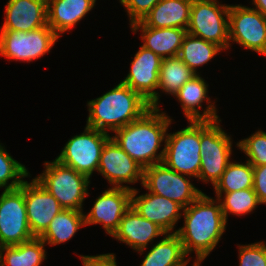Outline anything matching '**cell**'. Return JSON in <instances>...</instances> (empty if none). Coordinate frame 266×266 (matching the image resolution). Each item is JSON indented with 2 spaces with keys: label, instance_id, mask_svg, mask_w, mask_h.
<instances>
[{
  "label": "cell",
  "instance_id": "6da1fadb",
  "mask_svg": "<svg viewBox=\"0 0 266 266\" xmlns=\"http://www.w3.org/2000/svg\"><path fill=\"white\" fill-rule=\"evenodd\" d=\"M182 216L184 225L177 229L186 256L196 255L198 261H204L221 240L228 224L218 199L204 192L186 208ZM192 252V253H191Z\"/></svg>",
  "mask_w": 266,
  "mask_h": 266
},
{
  "label": "cell",
  "instance_id": "7a4b0ae2",
  "mask_svg": "<svg viewBox=\"0 0 266 266\" xmlns=\"http://www.w3.org/2000/svg\"><path fill=\"white\" fill-rule=\"evenodd\" d=\"M172 120L161 108H150L139 119L114 131L111 138L143 168L161 163ZM162 143V144H161ZM162 146V150L159 149ZM159 152V153H158Z\"/></svg>",
  "mask_w": 266,
  "mask_h": 266
},
{
  "label": "cell",
  "instance_id": "3957f363",
  "mask_svg": "<svg viewBox=\"0 0 266 266\" xmlns=\"http://www.w3.org/2000/svg\"><path fill=\"white\" fill-rule=\"evenodd\" d=\"M87 106L86 126L108 133L139 119L151 108L138 92L121 82L102 96L88 101Z\"/></svg>",
  "mask_w": 266,
  "mask_h": 266
},
{
  "label": "cell",
  "instance_id": "277c9868",
  "mask_svg": "<svg viewBox=\"0 0 266 266\" xmlns=\"http://www.w3.org/2000/svg\"><path fill=\"white\" fill-rule=\"evenodd\" d=\"M45 170L34 179L53 195L63 209L83 211L90 178L58 160L44 162Z\"/></svg>",
  "mask_w": 266,
  "mask_h": 266
},
{
  "label": "cell",
  "instance_id": "5b68a950",
  "mask_svg": "<svg viewBox=\"0 0 266 266\" xmlns=\"http://www.w3.org/2000/svg\"><path fill=\"white\" fill-rule=\"evenodd\" d=\"M221 120H200L201 165L198 180L211 183L213 187L220 180L223 172L231 162V135H227L220 126ZM232 140V141H231Z\"/></svg>",
  "mask_w": 266,
  "mask_h": 266
},
{
  "label": "cell",
  "instance_id": "8992f818",
  "mask_svg": "<svg viewBox=\"0 0 266 266\" xmlns=\"http://www.w3.org/2000/svg\"><path fill=\"white\" fill-rule=\"evenodd\" d=\"M163 163L183 175L197 178L201 165L200 121L189 120V125L167 133Z\"/></svg>",
  "mask_w": 266,
  "mask_h": 266
},
{
  "label": "cell",
  "instance_id": "52a82bcc",
  "mask_svg": "<svg viewBox=\"0 0 266 266\" xmlns=\"http://www.w3.org/2000/svg\"><path fill=\"white\" fill-rule=\"evenodd\" d=\"M229 8L218 0H193L187 33L229 50Z\"/></svg>",
  "mask_w": 266,
  "mask_h": 266
},
{
  "label": "cell",
  "instance_id": "ba28073f",
  "mask_svg": "<svg viewBox=\"0 0 266 266\" xmlns=\"http://www.w3.org/2000/svg\"><path fill=\"white\" fill-rule=\"evenodd\" d=\"M59 38L48 25L29 32L0 30V55L30 63L50 53Z\"/></svg>",
  "mask_w": 266,
  "mask_h": 266
},
{
  "label": "cell",
  "instance_id": "9c48e42d",
  "mask_svg": "<svg viewBox=\"0 0 266 266\" xmlns=\"http://www.w3.org/2000/svg\"><path fill=\"white\" fill-rule=\"evenodd\" d=\"M110 138L108 132L85 126L83 133L72 136L55 159L91 178L98 171L102 149Z\"/></svg>",
  "mask_w": 266,
  "mask_h": 266
},
{
  "label": "cell",
  "instance_id": "30bf717a",
  "mask_svg": "<svg viewBox=\"0 0 266 266\" xmlns=\"http://www.w3.org/2000/svg\"><path fill=\"white\" fill-rule=\"evenodd\" d=\"M185 176L161 162L144 168L142 186L148 192L164 196L186 208L203 192L190 182L192 177Z\"/></svg>",
  "mask_w": 266,
  "mask_h": 266
},
{
  "label": "cell",
  "instance_id": "8fae6325",
  "mask_svg": "<svg viewBox=\"0 0 266 266\" xmlns=\"http://www.w3.org/2000/svg\"><path fill=\"white\" fill-rule=\"evenodd\" d=\"M34 238L30 231L24 199V182L0 195V245L11 246Z\"/></svg>",
  "mask_w": 266,
  "mask_h": 266
},
{
  "label": "cell",
  "instance_id": "7c38bea8",
  "mask_svg": "<svg viewBox=\"0 0 266 266\" xmlns=\"http://www.w3.org/2000/svg\"><path fill=\"white\" fill-rule=\"evenodd\" d=\"M238 43L266 57V17L241 4L229 8V43Z\"/></svg>",
  "mask_w": 266,
  "mask_h": 266
},
{
  "label": "cell",
  "instance_id": "4fadbf2b",
  "mask_svg": "<svg viewBox=\"0 0 266 266\" xmlns=\"http://www.w3.org/2000/svg\"><path fill=\"white\" fill-rule=\"evenodd\" d=\"M162 58L153 51L140 46L134 55L127 76L121 83L138 92L151 108H159V71Z\"/></svg>",
  "mask_w": 266,
  "mask_h": 266
},
{
  "label": "cell",
  "instance_id": "5bb4252c",
  "mask_svg": "<svg viewBox=\"0 0 266 266\" xmlns=\"http://www.w3.org/2000/svg\"><path fill=\"white\" fill-rule=\"evenodd\" d=\"M101 174L112 187H122L133 190L124 184L143 183L144 168L132 159L112 138L104 145L98 166ZM124 183V184H123Z\"/></svg>",
  "mask_w": 266,
  "mask_h": 266
},
{
  "label": "cell",
  "instance_id": "9a60e30c",
  "mask_svg": "<svg viewBox=\"0 0 266 266\" xmlns=\"http://www.w3.org/2000/svg\"><path fill=\"white\" fill-rule=\"evenodd\" d=\"M131 189L111 187L99 195L85 215V226L102 224L107 235L118 229L121 218L131 208Z\"/></svg>",
  "mask_w": 266,
  "mask_h": 266
},
{
  "label": "cell",
  "instance_id": "2e32d148",
  "mask_svg": "<svg viewBox=\"0 0 266 266\" xmlns=\"http://www.w3.org/2000/svg\"><path fill=\"white\" fill-rule=\"evenodd\" d=\"M24 199L30 231L34 237H40L63 208L34 178L24 181Z\"/></svg>",
  "mask_w": 266,
  "mask_h": 266
},
{
  "label": "cell",
  "instance_id": "e0dca14e",
  "mask_svg": "<svg viewBox=\"0 0 266 266\" xmlns=\"http://www.w3.org/2000/svg\"><path fill=\"white\" fill-rule=\"evenodd\" d=\"M139 190L131 192V207L142 217L158 225L166 233H176L175 228L182 218L183 207L177 202L151 192L138 195Z\"/></svg>",
  "mask_w": 266,
  "mask_h": 266
},
{
  "label": "cell",
  "instance_id": "ac0fdd59",
  "mask_svg": "<svg viewBox=\"0 0 266 266\" xmlns=\"http://www.w3.org/2000/svg\"><path fill=\"white\" fill-rule=\"evenodd\" d=\"M208 86L205 79L197 74L184 83L174 95L181 104L184 116L188 121H216L220 119L217 115L216 102H211L208 97ZM204 101H206L207 107L204 108L203 112H200Z\"/></svg>",
  "mask_w": 266,
  "mask_h": 266
},
{
  "label": "cell",
  "instance_id": "d6986e66",
  "mask_svg": "<svg viewBox=\"0 0 266 266\" xmlns=\"http://www.w3.org/2000/svg\"><path fill=\"white\" fill-rule=\"evenodd\" d=\"M166 232L155 223L140 216L132 207L121 218L118 229L112 237L123 242L140 255L147 249L148 243L164 236Z\"/></svg>",
  "mask_w": 266,
  "mask_h": 266
},
{
  "label": "cell",
  "instance_id": "ffe728a7",
  "mask_svg": "<svg viewBox=\"0 0 266 266\" xmlns=\"http://www.w3.org/2000/svg\"><path fill=\"white\" fill-rule=\"evenodd\" d=\"M47 25V0H8L1 30L29 32Z\"/></svg>",
  "mask_w": 266,
  "mask_h": 266
},
{
  "label": "cell",
  "instance_id": "44dd1931",
  "mask_svg": "<svg viewBox=\"0 0 266 266\" xmlns=\"http://www.w3.org/2000/svg\"><path fill=\"white\" fill-rule=\"evenodd\" d=\"M134 34L141 31V40L146 49L153 51L163 58L176 57L179 55L187 29L181 28H151L146 27L141 21L130 26Z\"/></svg>",
  "mask_w": 266,
  "mask_h": 266
},
{
  "label": "cell",
  "instance_id": "7402d4cb",
  "mask_svg": "<svg viewBox=\"0 0 266 266\" xmlns=\"http://www.w3.org/2000/svg\"><path fill=\"white\" fill-rule=\"evenodd\" d=\"M96 1L47 0V25L61 37L95 7Z\"/></svg>",
  "mask_w": 266,
  "mask_h": 266
},
{
  "label": "cell",
  "instance_id": "603a6c76",
  "mask_svg": "<svg viewBox=\"0 0 266 266\" xmlns=\"http://www.w3.org/2000/svg\"><path fill=\"white\" fill-rule=\"evenodd\" d=\"M193 0H160L141 21L151 28L187 29Z\"/></svg>",
  "mask_w": 266,
  "mask_h": 266
},
{
  "label": "cell",
  "instance_id": "cb8c5ba5",
  "mask_svg": "<svg viewBox=\"0 0 266 266\" xmlns=\"http://www.w3.org/2000/svg\"><path fill=\"white\" fill-rule=\"evenodd\" d=\"M163 237L149 249L140 266H187L190 260L178 235L166 233Z\"/></svg>",
  "mask_w": 266,
  "mask_h": 266
},
{
  "label": "cell",
  "instance_id": "d4e9b609",
  "mask_svg": "<svg viewBox=\"0 0 266 266\" xmlns=\"http://www.w3.org/2000/svg\"><path fill=\"white\" fill-rule=\"evenodd\" d=\"M40 237L11 246H2L1 266H41L47 256Z\"/></svg>",
  "mask_w": 266,
  "mask_h": 266
},
{
  "label": "cell",
  "instance_id": "484cf974",
  "mask_svg": "<svg viewBox=\"0 0 266 266\" xmlns=\"http://www.w3.org/2000/svg\"><path fill=\"white\" fill-rule=\"evenodd\" d=\"M84 214V211L61 210L40 238L49 246L67 242L80 228L85 226Z\"/></svg>",
  "mask_w": 266,
  "mask_h": 266
},
{
  "label": "cell",
  "instance_id": "4316f807",
  "mask_svg": "<svg viewBox=\"0 0 266 266\" xmlns=\"http://www.w3.org/2000/svg\"><path fill=\"white\" fill-rule=\"evenodd\" d=\"M221 51L223 49L216 44L187 33L178 57L197 75V68L207 64Z\"/></svg>",
  "mask_w": 266,
  "mask_h": 266
},
{
  "label": "cell",
  "instance_id": "83f0119b",
  "mask_svg": "<svg viewBox=\"0 0 266 266\" xmlns=\"http://www.w3.org/2000/svg\"><path fill=\"white\" fill-rule=\"evenodd\" d=\"M196 74L178 56L163 58L159 71V91L175 95Z\"/></svg>",
  "mask_w": 266,
  "mask_h": 266
},
{
  "label": "cell",
  "instance_id": "f1b7e54d",
  "mask_svg": "<svg viewBox=\"0 0 266 266\" xmlns=\"http://www.w3.org/2000/svg\"><path fill=\"white\" fill-rule=\"evenodd\" d=\"M215 193H229L253 188V166L248 162H230L213 187Z\"/></svg>",
  "mask_w": 266,
  "mask_h": 266
},
{
  "label": "cell",
  "instance_id": "f546056e",
  "mask_svg": "<svg viewBox=\"0 0 266 266\" xmlns=\"http://www.w3.org/2000/svg\"><path fill=\"white\" fill-rule=\"evenodd\" d=\"M215 194V197L220 202L226 222L229 213L239 217L248 215V213L250 214L253 210H256L257 206L261 204L253 188Z\"/></svg>",
  "mask_w": 266,
  "mask_h": 266
},
{
  "label": "cell",
  "instance_id": "4dcf8cb0",
  "mask_svg": "<svg viewBox=\"0 0 266 266\" xmlns=\"http://www.w3.org/2000/svg\"><path fill=\"white\" fill-rule=\"evenodd\" d=\"M29 176L30 173L25 165L15 160L0 143V188L17 189L25 181L23 178Z\"/></svg>",
  "mask_w": 266,
  "mask_h": 266
},
{
  "label": "cell",
  "instance_id": "1f68e13d",
  "mask_svg": "<svg viewBox=\"0 0 266 266\" xmlns=\"http://www.w3.org/2000/svg\"><path fill=\"white\" fill-rule=\"evenodd\" d=\"M236 146L243 151L252 166L266 165V132L258 130L251 136L239 140Z\"/></svg>",
  "mask_w": 266,
  "mask_h": 266
},
{
  "label": "cell",
  "instance_id": "d6a6232c",
  "mask_svg": "<svg viewBox=\"0 0 266 266\" xmlns=\"http://www.w3.org/2000/svg\"><path fill=\"white\" fill-rule=\"evenodd\" d=\"M239 266H266L265 241L239 245Z\"/></svg>",
  "mask_w": 266,
  "mask_h": 266
},
{
  "label": "cell",
  "instance_id": "836d02e7",
  "mask_svg": "<svg viewBox=\"0 0 266 266\" xmlns=\"http://www.w3.org/2000/svg\"><path fill=\"white\" fill-rule=\"evenodd\" d=\"M160 0H119L125 7L130 26L140 22Z\"/></svg>",
  "mask_w": 266,
  "mask_h": 266
},
{
  "label": "cell",
  "instance_id": "e575fe53",
  "mask_svg": "<svg viewBox=\"0 0 266 266\" xmlns=\"http://www.w3.org/2000/svg\"><path fill=\"white\" fill-rule=\"evenodd\" d=\"M253 189L261 204H266V165L253 166Z\"/></svg>",
  "mask_w": 266,
  "mask_h": 266
},
{
  "label": "cell",
  "instance_id": "d590c367",
  "mask_svg": "<svg viewBox=\"0 0 266 266\" xmlns=\"http://www.w3.org/2000/svg\"><path fill=\"white\" fill-rule=\"evenodd\" d=\"M83 266H117L116 257L113 253L98 255H80Z\"/></svg>",
  "mask_w": 266,
  "mask_h": 266
},
{
  "label": "cell",
  "instance_id": "8d00e7d4",
  "mask_svg": "<svg viewBox=\"0 0 266 266\" xmlns=\"http://www.w3.org/2000/svg\"><path fill=\"white\" fill-rule=\"evenodd\" d=\"M251 4L254 6L253 9L258 10L266 17V0H252Z\"/></svg>",
  "mask_w": 266,
  "mask_h": 266
},
{
  "label": "cell",
  "instance_id": "74e56055",
  "mask_svg": "<svg viewBox=\"0 0 266 266\" xmlns=\"http://www.w3.org/2000/svg\"><path fill=\"white\" fill-rule=\"evenodd\" d=\"M203 261L195 260L192 266H200Z\"/></svg>",
  "mask_w": 266,
  "mask_h": 266
},
{
  "label": "cell",
  "instance_id": "f35d334b",
  "mask_svg": "<svg viewBox=\"0 0 266 266\" xmlns=\"http://www.w3.org/2000/svg\"><path fill=\"white\" fill-rule=\"evenodd\" d=\"M1 250H2V246L0 245V266H1Z\"/></svg>",
  "mask_w": 266,
  "mask_h": 266
}]
</instances>
